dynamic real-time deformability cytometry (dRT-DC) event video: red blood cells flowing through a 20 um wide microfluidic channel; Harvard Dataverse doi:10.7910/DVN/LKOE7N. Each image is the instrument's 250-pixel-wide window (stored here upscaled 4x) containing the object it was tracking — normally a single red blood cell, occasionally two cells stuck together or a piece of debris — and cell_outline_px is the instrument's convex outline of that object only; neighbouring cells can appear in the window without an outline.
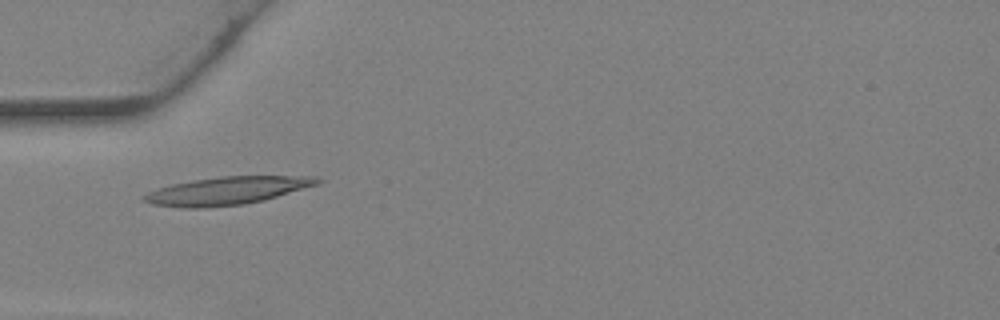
{"species": "Egyptian fruit bat (a non-hibernating species)", "species_latin": "Rousettus aegyptiacus", "temperature_condition": "warm", "stored_images_in_passage": 39, "camera_frame_rate_fps": 3000, "um_per_image_px": 0.085, "animal": {"sex": "female"}, "frame": {"image": 1, "passage_image": 13, "time_ms": 4.0, "image_size_px": [1000, 320], "cell_outline_px": [[324, 180], [320, 184], [264, 200], [244, 204], [204, 208], [180, 208], [152, 204], [144, 200], [144, 196], [148, 192], [172, 184], [192, 180], [224, 176], [312, 176]], "centroid_in_image_um": [19.34, 16.21], "position_along_channel_um": 65.7, "area_um2": 28.09}}
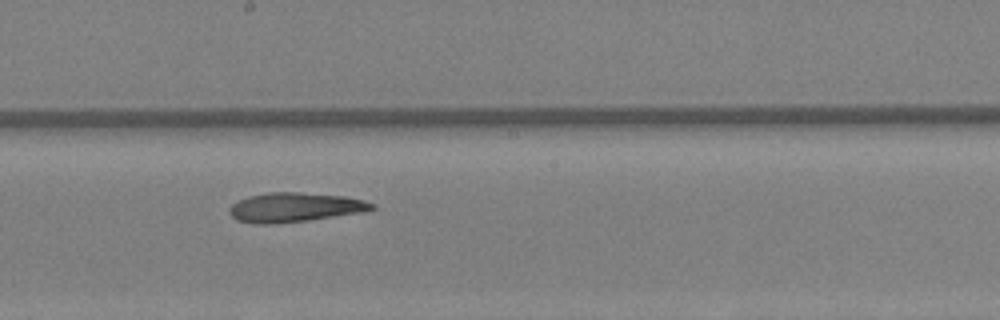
{"frame": {"image": 2, "passage_image": 22, "time_ms": 7.0, "image_size_px": [1000, 320], "cell_outline_px": [[376, 208], [364, 212], [308, 220], [268, 224], [256, 224], [236, 220], [228, 212], [228, 208], [232, 204], [248, 196], [268, 192], [300, 192], [344, 196], [364, 200], [376, 204]], "centroid_in_image_um": [25.06, 17.62], "position_along_channel_um": 223.1, "area_um2": 24.45}}
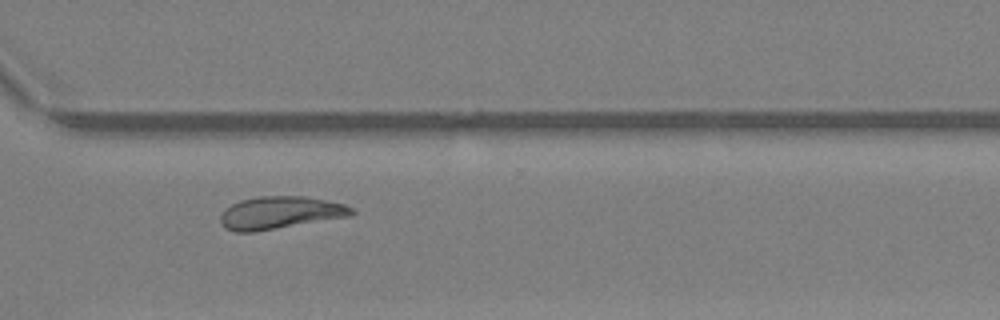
{"frame": {"image": 3, "passage_image": 29, "time_ms": 9.333, "image_size_px": [1000, 320], "cell_outline_px": [[356, 212], [352, 216], [256, 232], [236, 232], [224, 228], [220, 224], [220, 216], [232, 204], [240, 200], [260, 196], [304, 196], [344, 204], [352, 208]], "centroid_in_image_um": [23.82, 18.09], "position_along_channel_um": 346.8, "area_um2": 24.97}}